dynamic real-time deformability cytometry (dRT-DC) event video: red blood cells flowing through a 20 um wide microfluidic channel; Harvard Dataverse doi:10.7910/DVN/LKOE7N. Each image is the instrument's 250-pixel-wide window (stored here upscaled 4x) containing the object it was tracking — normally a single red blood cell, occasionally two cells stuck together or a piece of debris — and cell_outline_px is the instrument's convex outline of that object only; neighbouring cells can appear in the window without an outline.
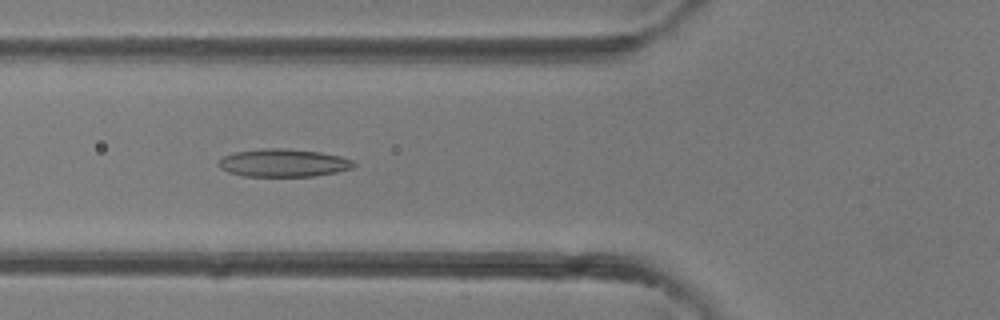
{"species": "common noctule bat (a hibernating species)", "species_latin": "Nyctalus noctula", "temperature_condition": "room temperature", "stored_images_in_passage": 40, "camera_frame_rate_fps": 3000, "um_per_image_px": 0.085, "animal": {"sex": "female"}, "frame": {"image": 1, "passage_image": 14, "time_ms": 4.333, "image_size_px": [1000, 320], "cell_outline_px": [[356, 164], [352, 168], [336, 172], [312, 176], [244, 176], [228, 172], [220, 168], [216, 164], [224, 156], [236, 152], [264, 148], [288, 148], [320, 152], [340, 156], [352, 160]], "centroid_in_image_um": [24.08, 13.84], "position_along_channel_um": 101.7, "area_um2": 21.91}}
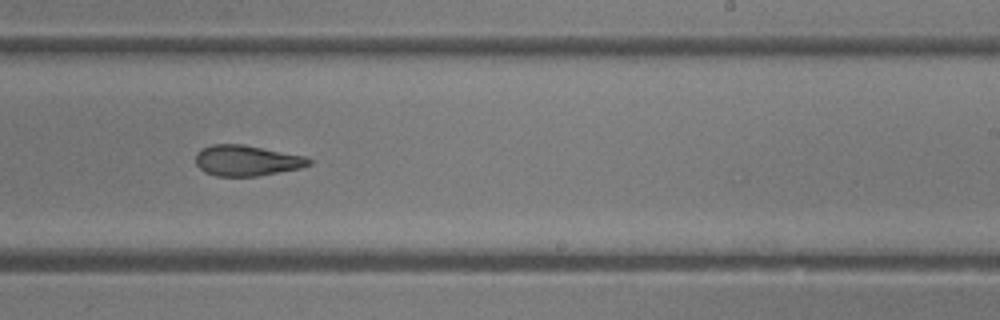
{"frame": {"image": 2, "passage_image": 24, "time_ms": 7.667, "image_size_px": [1000, 320], "cell_outline_px": [[312, 164], [300, 168], [256, 176], [216, 176], [204, 172], [196, 164], [196, 152], [200, 148], [212, 144], [244, 144], [304, 156], [312, 160]], "centroid_in_image_um": [20.94, 13.64], "position_along_channel_um": 268.1, "area_um2": 20.29}}
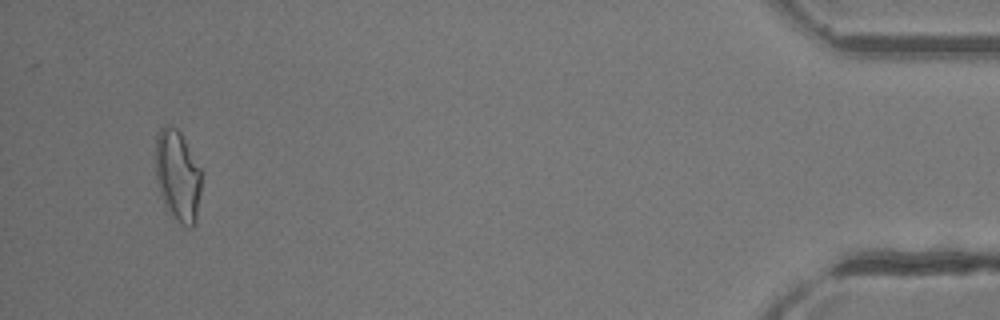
{"frame": {"image": 3, "passage_image": 38, "time_ms": 12.333, "image_size_px": [1000, 320], "cell_outline_px": [[200, 192], [196, 224], [192, 228], [184, 224], [172, 216], [164, 204], [156, 180], [156, 136], [160, 128], [168, 124], [176, 128], [180, 132], [200, 168]], "centroid_in_image_um": [15.09, 14.93], "position_along_channel_um": 420.1, "area_um2": 24.1}}